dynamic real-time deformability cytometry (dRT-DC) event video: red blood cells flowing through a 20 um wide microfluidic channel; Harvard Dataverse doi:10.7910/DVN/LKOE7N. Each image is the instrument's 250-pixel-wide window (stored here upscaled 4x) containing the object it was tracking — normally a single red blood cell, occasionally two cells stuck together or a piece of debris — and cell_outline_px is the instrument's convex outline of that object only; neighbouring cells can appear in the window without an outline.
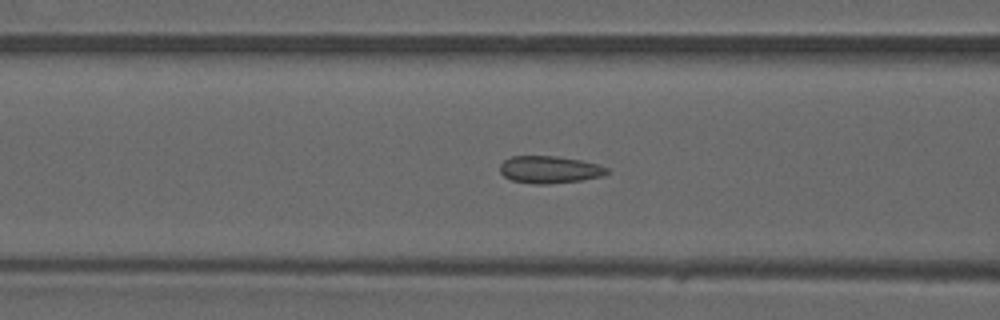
{"species": "common noctule bat (a hibernating species)", "species_latin": "Nyctalus noctula", "temperature_condition": "warm", "stored_images_in_passage": 40, "camera_frame_rate_fps": 3000, "um_per_image_px": 0.085, "animal": {"sex": "male", "forearm_length_mm": 52.5}, "frame": {"image": 1, "passage_image": 19, "time_ms": 6.0, "image_size_px": [1000, 320], "cell_outline_px": [[608, 172], [604, 176], [580, 180], [548, 184], [532, 184], [512, 180], [504, 176], [500, 172], [500, 164], [504, 160], [512, 156], [556, 156], [580, 160], [596, 164], [608, 168]], "centroid_in_image_um": [46.69, 14.42], "position_along_channel_um": 119.9, "area_um2": 16.94}}
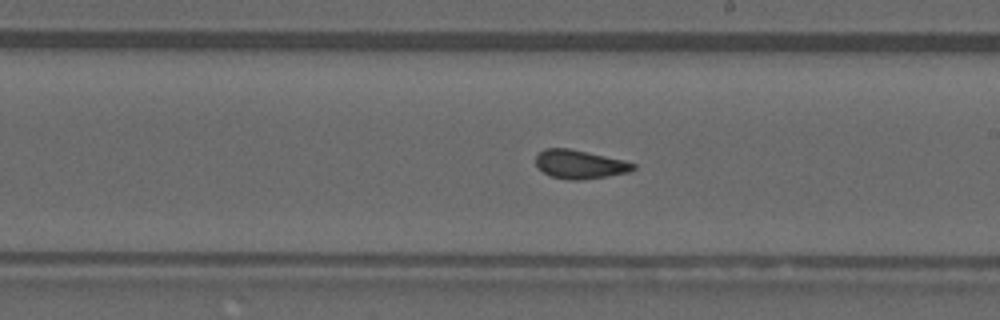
{"frame": {"image": 2, "passage_image": 27, "time_ms": 8.667, "image_size_px": [1000, 320], "cell_outline_px": [[636, 168], [628, 172], [608, 176], [580, 180], [568, 180], [552, 176], [544, 172], [536, 164], [536, 156], [544, 148], [568, 148], [588, 152], [624, 160], [636, 164]], "centroid_in_image_um": [49.3, 13.96], "position_along_channel_um": 239.7, "area_um2": 16.18}}
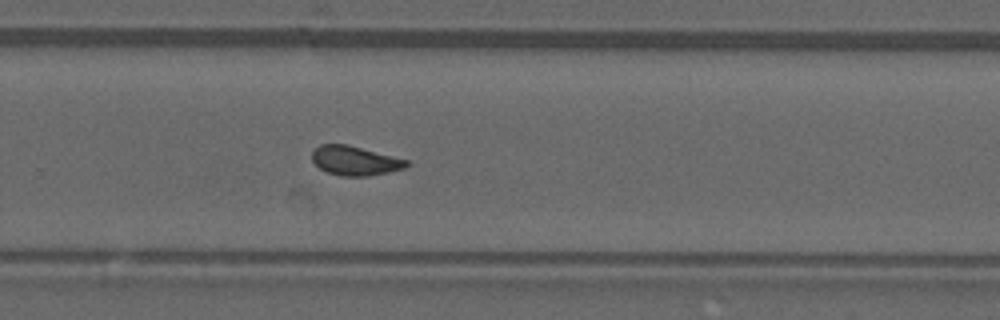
{"frame": {"image": 3, "passage_image": 31, "time_ms": 10.0, "image_size_px": [1000, 320], "cell_outline_px": [[408, 164], [404, 168], [388, 172], [368, 176], [340, 176], [328, 172], [320, 168], [312, 160], [312, 152], [320, 144], [348, 144], [408, 160]], "centroid_in_image_um": [30.16, 13.65], "position_along_channel_um": 299.6, "area_um2": 16.01}}